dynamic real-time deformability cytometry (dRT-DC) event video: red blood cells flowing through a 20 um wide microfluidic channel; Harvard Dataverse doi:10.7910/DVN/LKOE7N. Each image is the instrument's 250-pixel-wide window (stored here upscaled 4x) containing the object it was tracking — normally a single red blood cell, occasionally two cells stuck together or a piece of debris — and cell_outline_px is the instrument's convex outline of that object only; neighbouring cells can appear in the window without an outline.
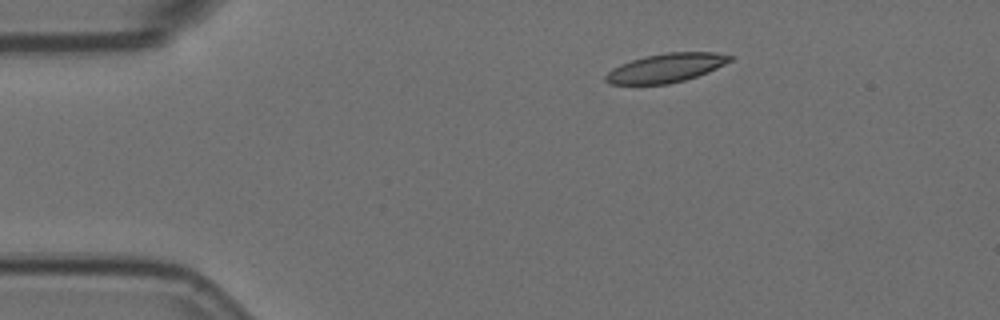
{"species": "Egyptian fruit bat (a non-hibernating species)", "species_latin": "Rousettus aegyptiacus", "temperature_condition": "room temperature", "stored_images_in_passage": 3, "camera_frame_rate_fps": 3000, "um_per_image_px": 0.085, "animal": {"sex": "female"}, "frame": {"image": 1, "passage_image": 1, "time_ms": 0.0, "image_size_px": [1000, 320], "cell_outline_px": [[732, 60], [708, 72], [684, 80], [668, 84], [608, 84], [604, 80], [604, 76], [612, 68], [620, 64], [644, 56], [668, 52], [716, 52], [732, 56]], "centroid_in_image_um": [56.57, 5.77], "position_along_channel_um": 28.4, "area_um2": 20.87}}